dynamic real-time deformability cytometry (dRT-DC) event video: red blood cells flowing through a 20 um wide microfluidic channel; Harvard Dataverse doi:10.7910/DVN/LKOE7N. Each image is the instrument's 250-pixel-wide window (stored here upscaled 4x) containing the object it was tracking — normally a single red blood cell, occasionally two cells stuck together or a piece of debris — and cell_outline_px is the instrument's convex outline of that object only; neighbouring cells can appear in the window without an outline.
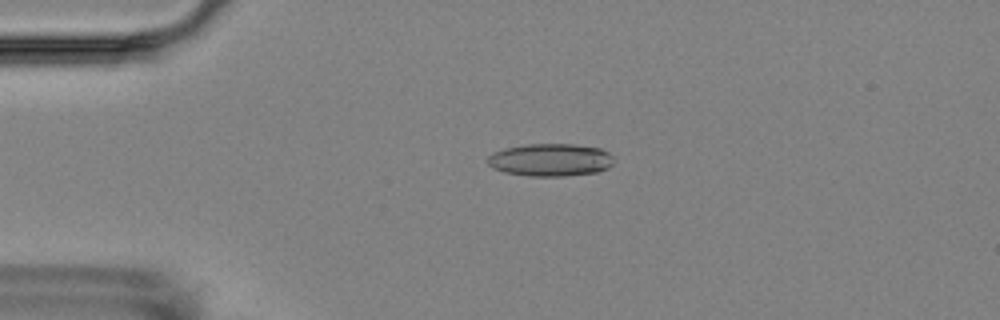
{"species": "Egyptian fruit bat (a non-hibernating species)", "species_latin": "Rousettus aegyptiacus", "temperature_condition": "room temperature", "stored_images_in_passage": 5, "camera_frame_rate_fps": 3000, "um_per_image_px": 0.085, "animal": {"sex": "female"}, "frame": {"image": 1, "passage_image": 4, "time_ms": 3.333, "image_size_px": [1000, 320], "cell_outline_px": [[612, 164], [608, 168], [596, 172], [564, 176], [528, 176], [504, 172], [492, 168], [488, 164], [488, 156], [492, 152], [504, 148], [528, 144], [572, 144], [600, 148], [608, 152], [612, 156]], "centroid_in_image_um": [46.76, 13.59], "position_along_channel_um": 38.2, "area_um2": 24.04}}